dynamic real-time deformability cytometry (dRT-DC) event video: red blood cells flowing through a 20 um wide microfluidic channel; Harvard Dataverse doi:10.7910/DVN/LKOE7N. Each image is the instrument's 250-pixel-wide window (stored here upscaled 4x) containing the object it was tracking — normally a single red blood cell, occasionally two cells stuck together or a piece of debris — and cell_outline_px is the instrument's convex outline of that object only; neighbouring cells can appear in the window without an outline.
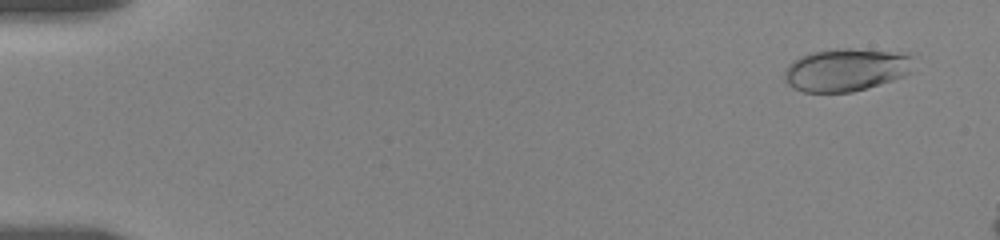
{"species": "human", "species_latin": "Homo sapiens", "temperature_condition": "room temperature", "stored_images_in_passage": 9, "camera_frame_rate_fps": 3000, "um_per_image_px": 0.085, "donor": {"sex": "female"}, "frame": {"image": 1, "passage_image": 3, "time_ms": 1.0, "image_size_px": [1000, 240], "cell_outline_px": [[916, 52], [912, 72], [904, 76], [892, 80], [852, 92], [804, 92], [792, 88], [784, 80], [784, 68], [792, 60], [800, 56], [812, 52], [836, 48], [848, 48]], "centroid_in_image_um": [71.98, 5.9], "position_along_channel_um": 13.0, "area_um2": 33.12}}